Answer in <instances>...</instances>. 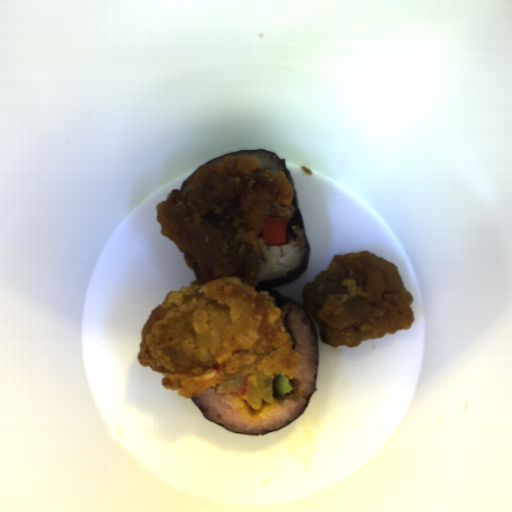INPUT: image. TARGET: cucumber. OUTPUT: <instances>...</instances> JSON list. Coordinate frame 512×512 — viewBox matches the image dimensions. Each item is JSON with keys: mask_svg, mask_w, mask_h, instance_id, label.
Segmentation results:
<instances>
[{"mask_svg": "<svg viewBox=\"0 0 512 512\" xmlns=\"http://www.w3.org/2000/svg\"><path fill=\"white\" fill-rule=\"evenodd\" d=\"M272 396L278 399H284L286 393L291 391L292 385L290 378L275 375L272 382Z\"/></svg>", "mask_w": 512, "mask_h": 512, "instance_id": "8b760119", "label": "cucumber"}]
</instances>
